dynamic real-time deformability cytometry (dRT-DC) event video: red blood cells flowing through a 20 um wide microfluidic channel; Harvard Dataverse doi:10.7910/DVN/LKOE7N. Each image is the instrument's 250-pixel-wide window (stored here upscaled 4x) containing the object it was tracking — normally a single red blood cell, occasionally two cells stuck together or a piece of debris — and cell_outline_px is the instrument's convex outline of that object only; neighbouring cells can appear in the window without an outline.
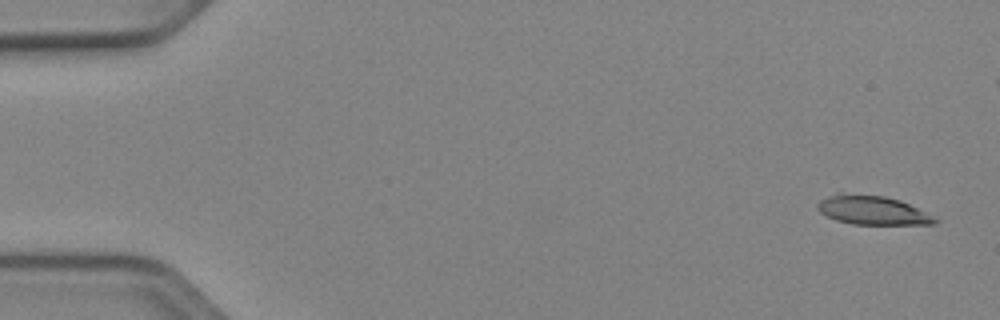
{"species": "Egyptian fruit bat (a non-hibernating species)", "species_latin": "Rousettus aegyptiacus", "temperature_condition": "cold", "stored_images_in_passage": 21, "camera_frame_rate_fps": 3000, "um_per_image_px": 0.085, "animal": {"sex": "female"}, "frame": {"image": 1, "passage_image": 2, "time_ms": 0.333, "image_size_px": [1000, 320], "cell_outline_px": [[940, 220], [936, 224], [852, 224], [836, 220], [820, 212], [816, 208], [816, 204], [820, 200], [836, 192], [844, 192], [884, 196], [900, 200]], "centroid_in_image_um": [74.09, 17.85], "position_along_channel_um": 10.9, "area_um2": 19.83}}
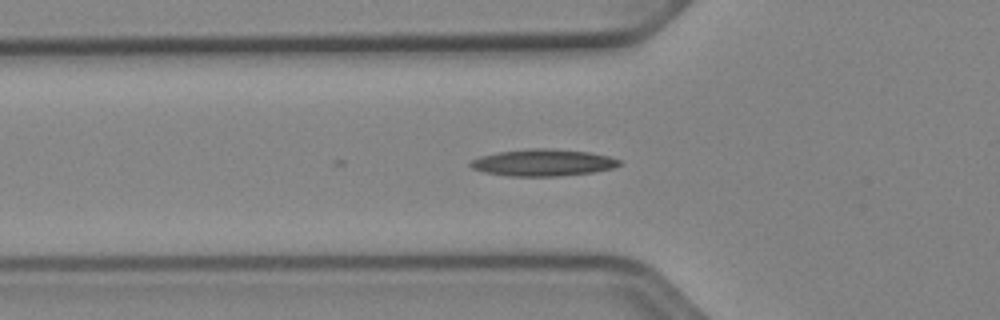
{"frame": {"image": 2, "passage_image": 18, "time_ms": 5.667, "image_size_px": [1000, 320], "cell_outline_px": [[624, 164], [612, 168], [592, 172], [560, 176], [508, 176], [484, 172], [472, 168], [468, 164], [472, 160], [480, 156], [500, 152], [528, 148], [552, 148], [588, 152], [608, 156], [620, 160]], "centroid_in_image_um": [46.16, 13.82], "position_along_channel_um": 79.6, "area_um2": 23.29}}
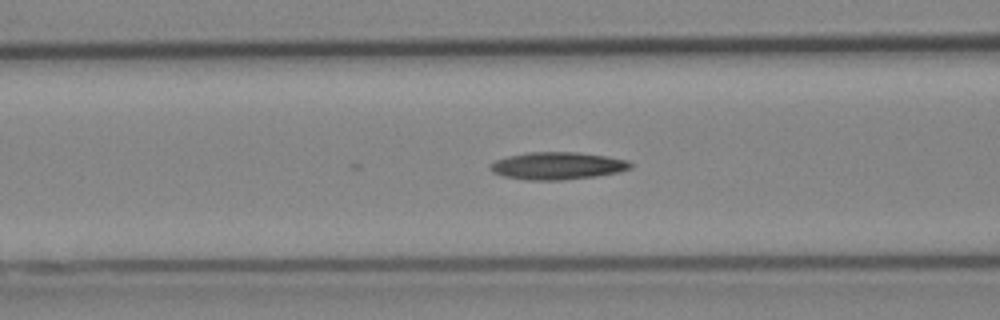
{"frame": {"image": 3, "passage_image": 21, "time_ms": 6.667, "image_size_px": [1000, 320], "cell_outline_px": [[632, 168], [616, 172], [592, 176], [560, 180], [532, 180], [504, 176], [492, 172], [488, 168], [496, 160], [508, 156], [528, 152], [576, 152], [604, 156], [628, 160], [632, 164]], "centroid_in_image_um": [47.36, 14.08], "position_along_channel_um": 119.2, "area_um2": 22.02}}